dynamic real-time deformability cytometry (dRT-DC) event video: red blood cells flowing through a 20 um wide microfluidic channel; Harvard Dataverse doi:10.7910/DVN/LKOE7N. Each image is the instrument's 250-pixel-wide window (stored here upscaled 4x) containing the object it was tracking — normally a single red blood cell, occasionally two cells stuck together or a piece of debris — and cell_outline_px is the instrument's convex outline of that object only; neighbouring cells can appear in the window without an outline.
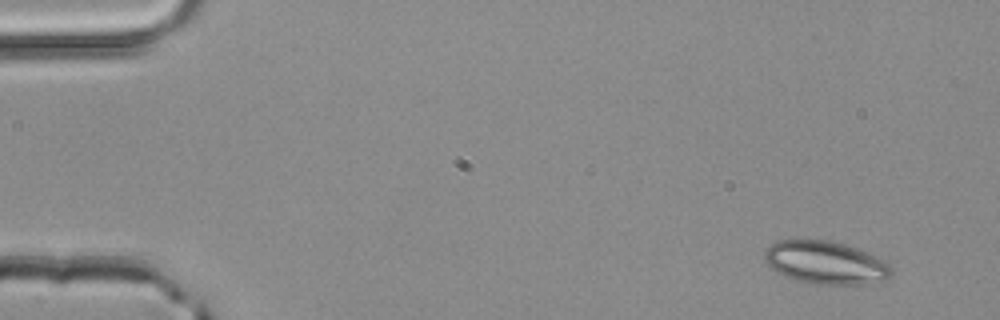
{"species": "common noctule bat (a hibernating species)", "species_latin": "Nyctalus noctula", "temperature_condition": "room temperature", "stored_images_in_passage": 3, "camera_frame_rate_fps": 3000, "um_per_image_px": 0.085, "animal": {"sex": "male", "body_mass_g": 20.4}, "frame": {"image": 1, "passage_image": 1, "time_ms": 0.0, "image_size_px": [1000, 320], "cell_outline_px": [[892, 276], [888, 280], [864, 284], [812, 284], [796, 280], [784, 276], [776, 272], [764, 260], [764, 252], [776, 240], [828, 240], [844, 244], [856, 248], [884, 260], [892, 268]], "centroid_in_image_um": [70.18, 22.34], "position_along_channel_um": 14.8, "area_um2": 31.79}}